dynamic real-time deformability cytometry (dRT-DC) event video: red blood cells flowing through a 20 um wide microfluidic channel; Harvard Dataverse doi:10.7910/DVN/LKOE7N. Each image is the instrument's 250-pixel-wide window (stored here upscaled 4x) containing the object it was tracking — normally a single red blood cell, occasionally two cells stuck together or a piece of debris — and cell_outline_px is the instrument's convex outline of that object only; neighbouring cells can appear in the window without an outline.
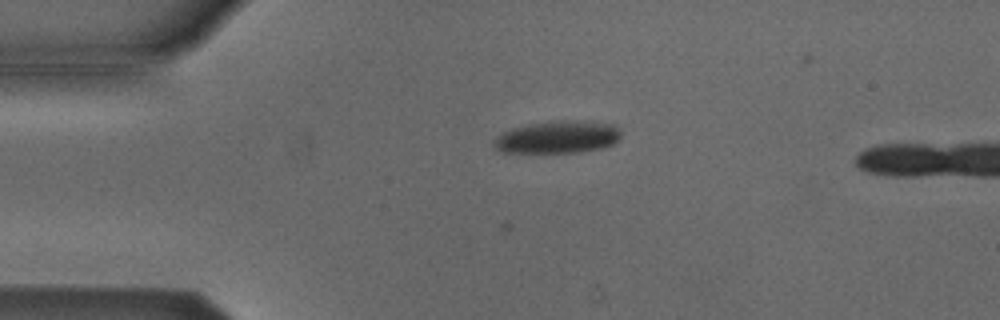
{"species": "Egyptian fruit bat (a non-hibernating species)", "species_latin": "Rousettus aegyptiacus", "temperature_condition": "cold", "stored_images_in_passage": 3, "camera_frame_rate_fps": 3000, "um_per_image_px": 0.085, "animal": {"sex": "male"}, "frame": {"image": 1, "passage_image": 3, "time_ms": 0.667, "image_size_px": [1000, 320], "cell_outline_px": [[620, 136], [612, 144], [600, 148], [580, 152], [500, 152], [492, 144], [496, 136], [512, 128], [532, 124], [560, 120], [564, 120], [612, 124], [620, 132]], "centroid_in_image_um": [47.35, 11.66], "position_along_channel_um": 37.6, "area_um2": 23.47}}